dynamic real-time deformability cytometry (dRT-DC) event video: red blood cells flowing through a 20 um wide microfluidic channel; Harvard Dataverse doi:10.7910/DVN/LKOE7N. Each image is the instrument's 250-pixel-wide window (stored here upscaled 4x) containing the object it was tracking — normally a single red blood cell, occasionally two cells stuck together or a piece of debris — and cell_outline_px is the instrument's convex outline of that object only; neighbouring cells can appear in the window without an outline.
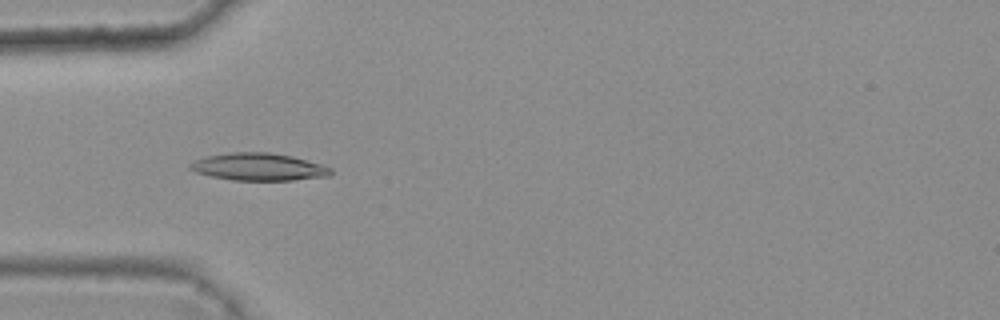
{"species": "common noctule bat (a hibernating species)", "species_latin": "Nyctalus noctula", "temperature_condition": "warm", "stored_images_in_passage": 5, "camera_frame_rate_fps": 3000, "um_per_image_px": 0.085, "animal": {"sex": "female", "body_mass_g": 25.1}, "frame": {"image": 1, "passage_image": 4, "time_ms": 1.0, "image_size_px": [1000, 320], "cell_outline_px": [[332, 176], [292, 180], [232, 180], [212, 176], [196, 172], [188, 168], [188, 164], [196, 160], [208, 156], [228, 152], [268, 152], [292, 156], [324, 164], [332, 168]], "centroid_in_image_um": [22.04, 14.18], "position_along_channel_um": 63.0, "area_um2": 22.6}}
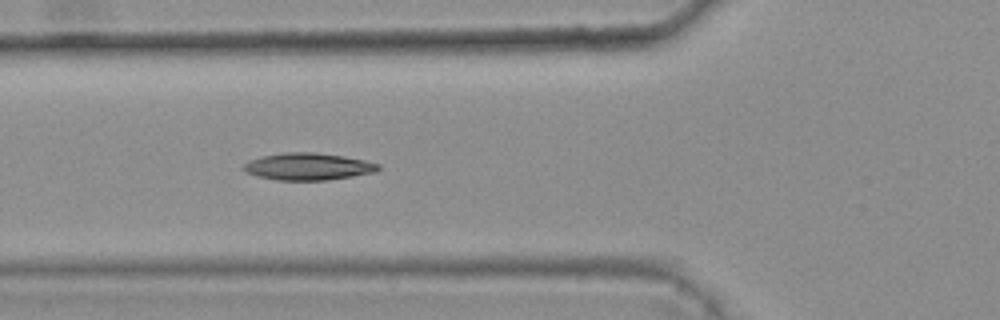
{"frame": {"image": 2, "passage_image": 5, "time_ms": 1.333, "image_size_px": [1000, 320], "cell_outline_px": [[380, 168], [376, 172], [328, 180], [276, 180], [260, 176], [248, 172], [244, 168], [244, 164], [248, 160], [260, 156], [284, 152], [316, 152], [344, 156], [364, 160], [380, 164]], "centroid_in_image_um": [26.21, 14.14], "position_along_channel_um": 99.6, "area_um2": 21.21}}